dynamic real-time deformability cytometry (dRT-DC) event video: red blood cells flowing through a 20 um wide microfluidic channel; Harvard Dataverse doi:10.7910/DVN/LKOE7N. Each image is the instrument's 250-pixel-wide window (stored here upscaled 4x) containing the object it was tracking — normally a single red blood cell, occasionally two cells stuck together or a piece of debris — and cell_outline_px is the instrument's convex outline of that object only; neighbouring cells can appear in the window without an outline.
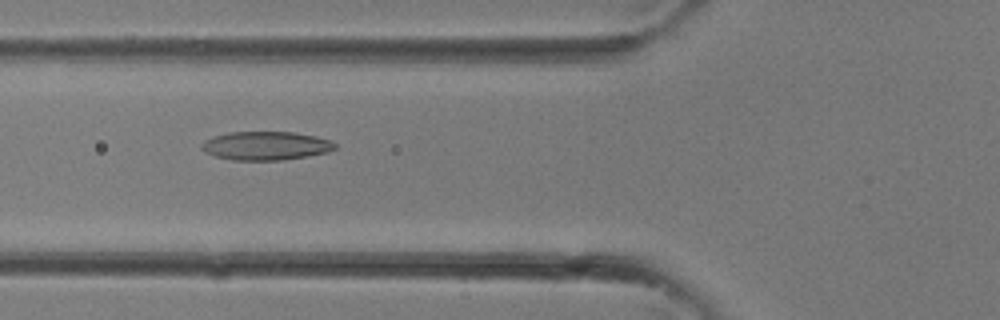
{"species": "common noctule bat (a hibernating species)", "species_latin": "Nyctalus noctula", "temperature_condition": "room temperature", "stored_images_in_passage": 23, "camera_frame_rate_fps": 3000, "um_per_image_px": 0.085, "animal": {"sex": "female"}, "frame": {"image": 1, "passage_image": 5, "time_ms": 1.333, "image_size_px": [1000, 320], "cell_outline_px": [[336, 148], [328, 152], [284, 160], [232, 160], [216, 156], [204, 152], [200, 148], [200, 144], [204, 140], [212, 136], [228, 132], [292, 132], [316, 136], [332, 140], [336, 144]], "centroid_in_image_um": [22.57, 12.38], "position_along_channel_um": 103.2, "area_um2": 22.43}}
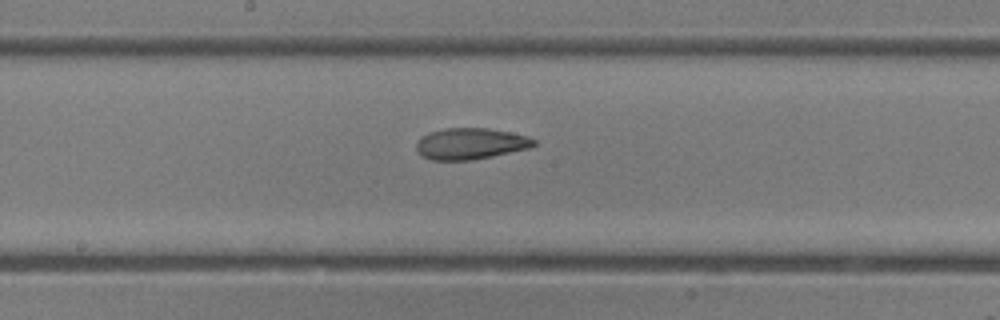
{"frame": {"image": 2, "passage_image": 10, "time_ms": 3.0, "image_size_px": [1000, 320], "cell_outline_px": [[536, 144], [528, 148], [492, 156], [472, 160], [432, 160], [420, 156], [416, 148], [416, 140], [420, 136], [428, 132], [444, 128], [488, 128], [528, 136], [536, 140]], "centroid_in_image_um": [39.93, 12.21], "position_along_channel_um": 208.3, "area_um2": 21.56}}
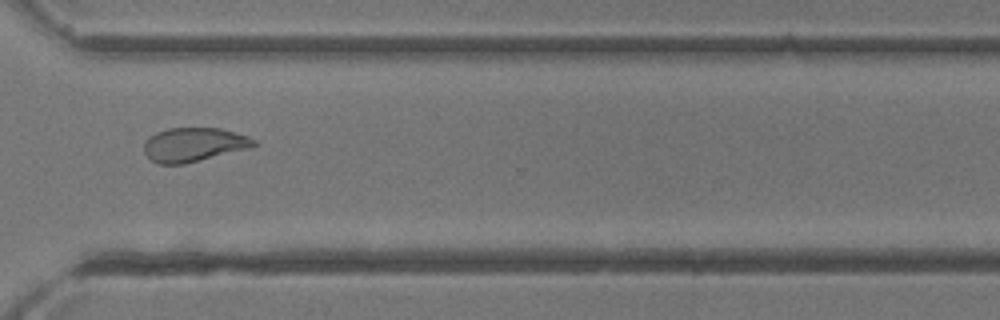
{"frame": {"image": 3, "passage_image": 17, "time_ms": 5.333, "image_size_px": [1000, 320], "cell_outline_px": [[256, 144], [252, 148], [184, 164], [160, 164], [152, 160], [144, 152], [144, 144], [156, 132], [168, 128], [220, 128], [248, 136], [256, 140]], "centroid_in_image_um": [16.51, 12.3], "position_along_channel_um": 354.1, "area_um2": 21.68}}